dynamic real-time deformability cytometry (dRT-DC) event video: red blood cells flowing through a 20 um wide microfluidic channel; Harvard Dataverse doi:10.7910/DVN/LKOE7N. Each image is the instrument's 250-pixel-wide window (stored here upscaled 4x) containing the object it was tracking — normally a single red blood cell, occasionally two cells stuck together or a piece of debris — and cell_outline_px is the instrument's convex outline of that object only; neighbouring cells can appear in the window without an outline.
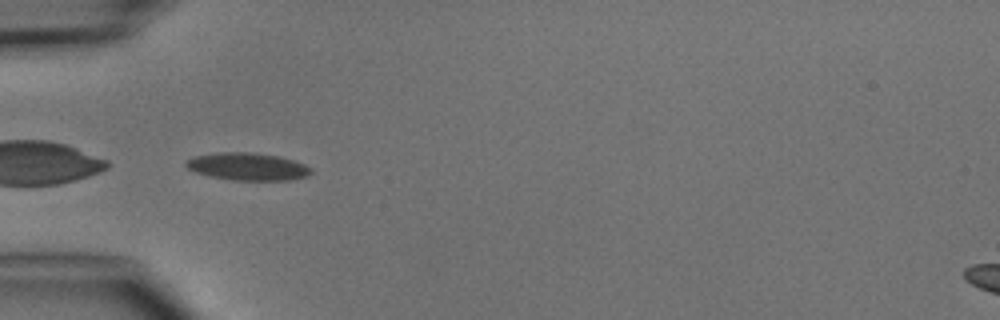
{"species": "common noctule bat (a hibernating species)", "species_latin": "Nyctalus noctula", "temperature_condition": "cold", "stored_images_in_passage": 7, "camera_frame_rate_fps": 3000, "um_per_image_px": 0.085, "animal": {"sex": "male", "body_mass_g": 15.6}, "frame": {"image": 1, "passage_image": 4, "time_ms": 3.667, "image_size_px": [1000, 320], "cell_outline_px": [[312, 172], [308, 176], [292, 180], [232, 180], [212, 176], [196, 172], [188, 168], [184, 164], [188, 160], [196, 156], [220, 152], [252, 152], [280, 156], [304, 164], [312, 168]], "centroid_in_image_um": [21.1, 14.16], "position_along_channel_um": 63.9, "area_um2": 19.94}}
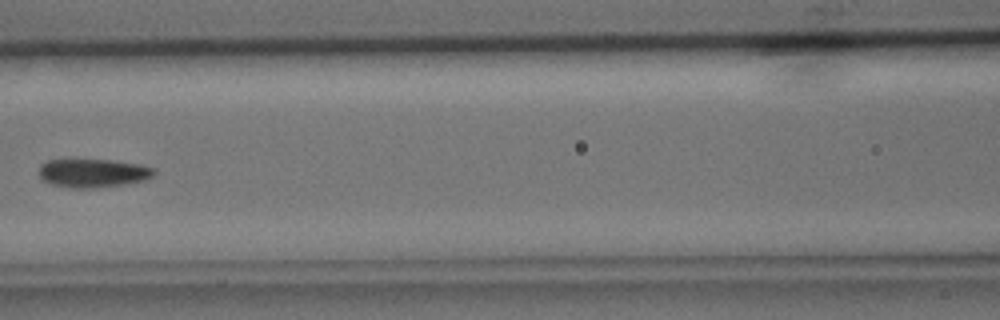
{"frame": {"image": 2, "passage_image": 6, "time_ms": 6.0, "image_size_px": [1000, 320], "cell_outline_px": [[156, 172], [152, 176], [144, 180], [120, 184], [92, 188], [72, 188], [52, 184], [44, 180], [40, 176], [40, 164], [48, 160], [72, 156], [76, 156], [112, 160], [140, 164], [156, 168]], "centroid_in_image_um": [7.86, 14.64], "position_along_channel_um": 158.7, "area_um2": 19.88}}
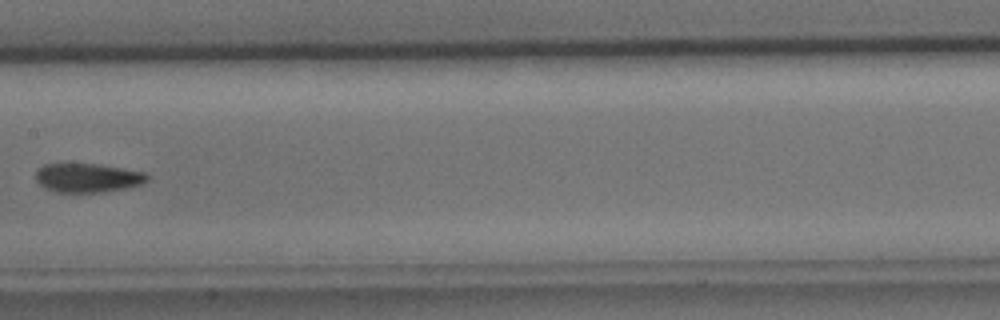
{"frame": {"image": 3, "passage_image": 7, "time_ms": 7.0, "image_size_px": [1000, 320], "cell_outline_px": [[148, 180], [140, 184], [124, 188], [100, 192], [56, 192], [44, 188], [36, 180], [36, 172], [44, 164], [96, 164], [144, 172], [148, 176]], "centroid_in_image_um": [7.41, 15.12], "position_along_channel_um": 200.0, "area_um2": 18.5}}